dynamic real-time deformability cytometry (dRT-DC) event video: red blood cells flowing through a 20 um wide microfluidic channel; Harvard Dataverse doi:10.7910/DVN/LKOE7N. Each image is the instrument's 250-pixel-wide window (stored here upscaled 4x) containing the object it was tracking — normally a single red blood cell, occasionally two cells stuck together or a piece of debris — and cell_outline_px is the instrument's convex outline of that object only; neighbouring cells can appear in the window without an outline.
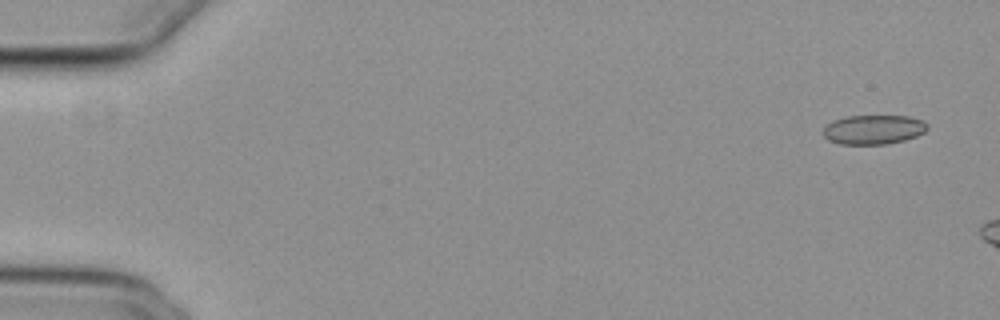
{"species": "common noctule bat (a hibernating species)", "species_latin": "Nyctalus noctula", "temperature_condition": "cold", "stored_images_in_passage": 9, "camera_frame_rate_fps": 3000, "um_per_image_px": 0.085, "animal": {"sex": "female", "body_mass_g": 29.2, "forearm_length_mm": 56.3}, "frame": {"image": 1, "passage_image": 3, "time_ms": 0.667, "image_size_px": [1000, 320], "cell_outline_px": [[928, 128], [924, 132], [916, 136], [904, 140], [888, 144], [840, 144], [828, 140], [824, 136], [824, 128], [832, 120], [848, 116], [908, 116], [924, 120], [928, 124]], "centroid_in_image_um": [74.27, 11.01], "position_along_channel_um": 10.7, "area_um2": 17.86}}